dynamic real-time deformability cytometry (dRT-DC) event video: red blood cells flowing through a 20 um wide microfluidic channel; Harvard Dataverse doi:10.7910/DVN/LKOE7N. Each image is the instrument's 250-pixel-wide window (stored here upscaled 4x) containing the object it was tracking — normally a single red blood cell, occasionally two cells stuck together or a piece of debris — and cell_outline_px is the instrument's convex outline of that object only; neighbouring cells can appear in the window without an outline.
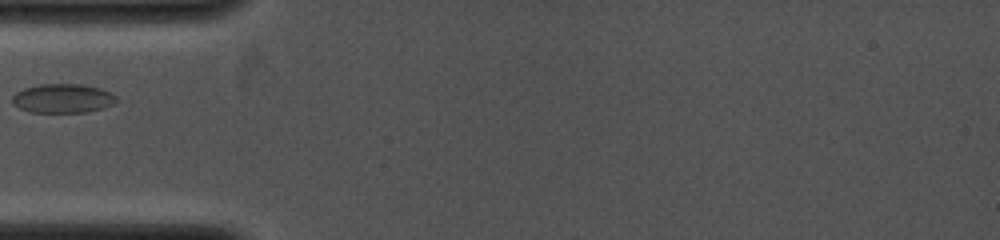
{"species": "common noctule bat (a hibernating species)", "species_latin": "Nyctalus noctula", "temperature_condition": "cold", "stored_images_in_passage": 34, "camera_frame_rate_fps": 4000, "um_per_image_px": 0.085, "animal": {"sex": "female", "body_mass_g": 19.0, "forearm_length_mm": 53.3}, "frame": {"image": 1, "passage_image": 1, "time_ms": 0.0, "image_size_px": [1000, 240], "cell_outline_px": [[120, 100], [112, 104], [88, 112], [32, 112], [20, 108], [12, 104], [12, 96], [16, 92], [24, 88], [40, 84], [80, 84], [100, 88], [112, 92]], "centroid_in_image_um": [5.35, 8.35], "position_along_channel_um": 79.7, "area_um2": 17.69}}
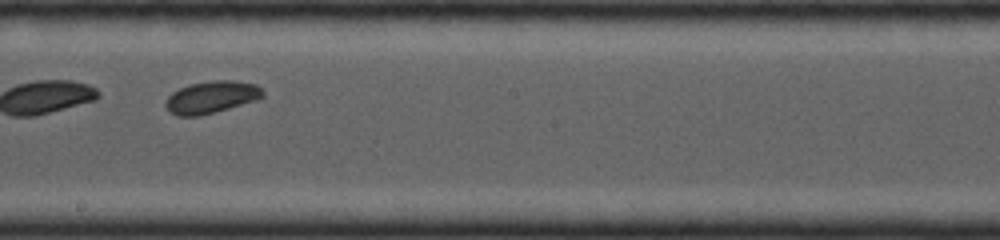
{"frame": {"image": 2, "passage_image": 15, "time_ms": 3.5, "image_size_px": [1000, 240], "cell_outline_px": [[264, 96], [260, 100], [216, 112], [200, 116], [176, 116], [168, 112], [164, 104], [168, 96], [172, 92], [180, 88], [192, 84], [212, 80], [232, 80], [256, 84], [264, 92]], "centroid_in_image_um": [17.99, 8.28], "position_along_channel_um": 230.2, "area_um2": 18.55}}